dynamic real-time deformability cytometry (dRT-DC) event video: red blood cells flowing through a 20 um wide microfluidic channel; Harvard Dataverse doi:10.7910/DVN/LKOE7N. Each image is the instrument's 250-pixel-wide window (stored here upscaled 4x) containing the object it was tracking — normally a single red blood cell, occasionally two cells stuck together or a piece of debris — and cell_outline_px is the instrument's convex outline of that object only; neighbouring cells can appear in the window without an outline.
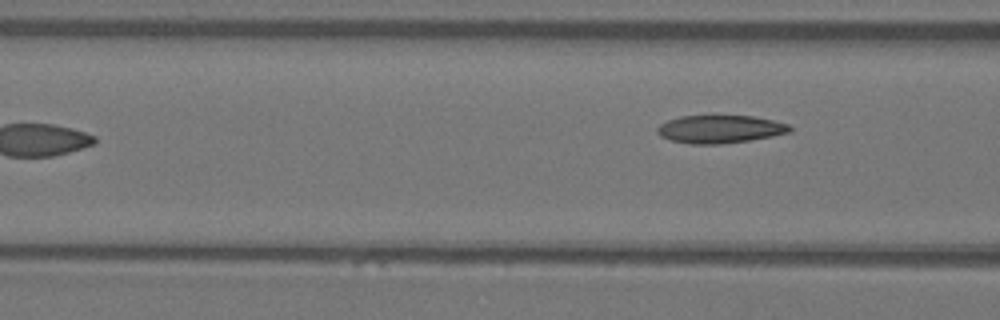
{"species": "Egyptian fruit bat (a non-hibernating species)", "species_latin": "Rousettus aegyptiacus", "temperature_condition": "warm", "stored_images_in_passage": 6, "camera_frame_rate_fps": 3000, "um_per_image_px": 0.085, "animal": {"sex": "female"}, "frame": {"image": 1, "passage_image": 6, "time_ms": 1.667, "image_size_px": [1000, 320], "cell_outline_px": [[792, 132], [772, 136], [748, 140], [720, 144], [692, 144], [672, 140], [660, 136], [656, 132], [656, 128], [660, 124], [668, 120], [680, 116], [752, 116], [772, 120], [788, 124], [792, 128]], "centroid_in_image_um": [61.19, 10.98], "position_along_channel_um": 105.4, "area_um2": 21.44}}